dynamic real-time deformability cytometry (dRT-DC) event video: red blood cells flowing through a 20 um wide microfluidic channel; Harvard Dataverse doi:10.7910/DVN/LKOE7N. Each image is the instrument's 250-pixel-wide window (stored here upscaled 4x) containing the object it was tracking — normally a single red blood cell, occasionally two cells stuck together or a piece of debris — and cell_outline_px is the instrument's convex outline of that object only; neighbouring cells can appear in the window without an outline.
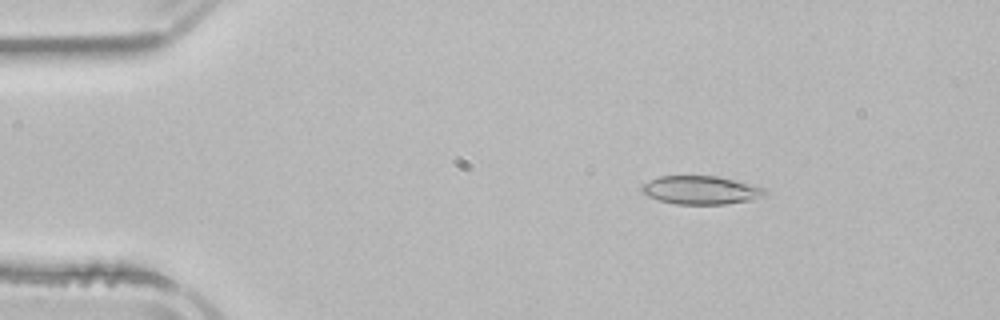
{"species": "common noctule bat (a hibernating species)", "species_latin": "Nyctalus noctula", "temperature_condition": "room temperature", "stored_images_in_passage": 3, "camera_frame_rate_fps": 3000, "um_per_image_px": 0.085, "animal": {"sex": "male", "body_mass_g": 21.5, "forearm_length_mm": 52.0}, "frame": {"image": 1, "passage_image": 2, "time_ms": 1.667, "image_size_px": [1000, 320], "cell_outline_px": [[764, 196], [752, 200], [724, 204], [676, 204], [660, 200], [648, 196], [640, 188], [644, 184], [660, 176], [720, 176], [736, 180], [764, 188]], "centroid_in_image_um": [59.59, 16.16], "position_along_channel_um": 25.4, "area_um2": 20.11}}